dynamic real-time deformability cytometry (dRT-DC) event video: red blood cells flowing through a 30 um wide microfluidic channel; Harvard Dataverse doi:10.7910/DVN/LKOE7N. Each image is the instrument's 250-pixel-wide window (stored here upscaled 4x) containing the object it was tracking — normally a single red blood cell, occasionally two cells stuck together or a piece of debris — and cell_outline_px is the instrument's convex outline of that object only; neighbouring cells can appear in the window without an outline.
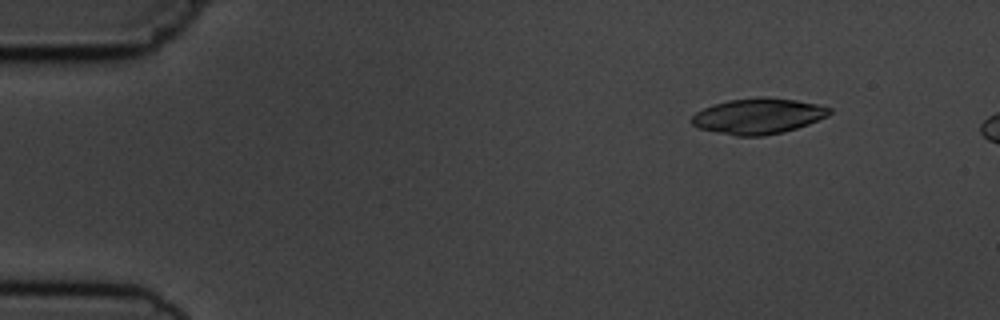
{"species": "common noctule bat (a hibernating species)", "species_latin": "Nyctalus noctula", "temperature_condition": "cold", "stored_images_in_passage": 6, "camera_frame_rate_fps": 3000, "um_per_image_px": 0.085, "animal": {"sex": "male", "body_mass_g": 19.5, "forearm_length_mm": 54.6}, "frame": {"image": 1, "passage_image": 2, "time_ms": 1.333, "image_size_px": [1000, 320], "cell_outline_px": [[832, 112], [828, 116], [808, 124], [784, 132], [764, 136], [736, 136], [700, 128], [692, 124], [688, 120], [696, 112], [712, 104], [728, 100], [756, 96], [768, 96], [796, 100], [820, 104], [832, 108]], "centroid_in_image_um": [64.46, 9.85], "position_along_channel_um": 20.5, "area_um2": 29.02}}